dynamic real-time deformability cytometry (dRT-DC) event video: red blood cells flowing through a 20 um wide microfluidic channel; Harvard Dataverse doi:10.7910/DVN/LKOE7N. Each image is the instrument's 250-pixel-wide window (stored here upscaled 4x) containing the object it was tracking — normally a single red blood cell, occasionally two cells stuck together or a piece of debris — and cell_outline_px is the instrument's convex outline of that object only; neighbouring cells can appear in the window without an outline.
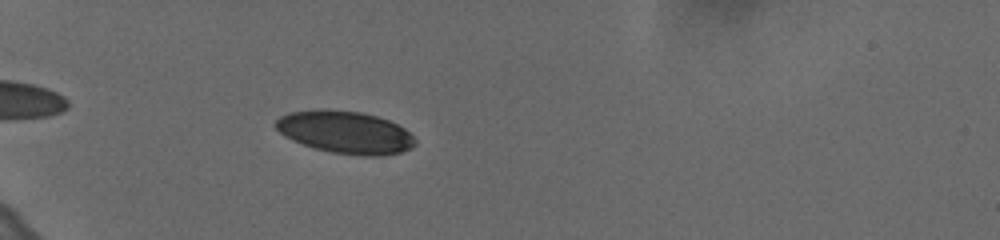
{"species": "human", "species_latin": "Homo sapiens", "temperature_condition": "cold", "stored_images_in_passage": 41, "camera_frame_rate_fps": 3000, "um_per_image_px": 0.085, "donor": {"sex": "female"}, "frame": {"image": 1, "passage_image": 6, "time_ms": 1.667, "image_size_px": [1000, 240], "cell_outline_px": [[416, 144], [400, 152], [380, 156], [368, 156], [332, 152], [316, 148], [292, 140], [284, 136], [276, 128], [276, 120], [280, 116], [288, 112], [316, 108], [328, 108], [360, 112], [376, 116], [388, 120], [404, 128], [416, 140]], "centroid_in_image_um": [29.31, 11.21], "position_along_channel_um": 55.7, "area_um2": 34.45}}
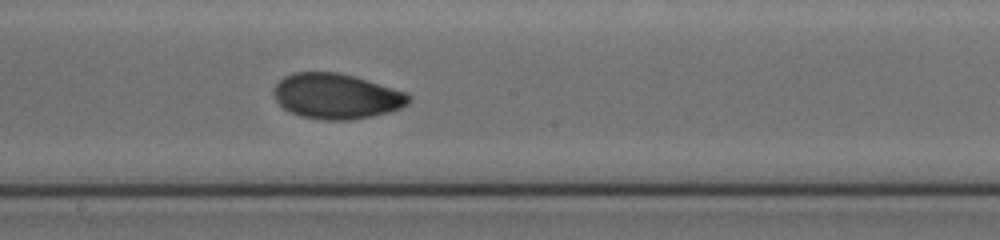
{"frame": {"image": 2, "passage_image": 22, "time_ms": 7.0, "image_size_px": [1000, 240], "cell_outline_px": [[412, 100], [408, 104], [400, 108], [388, 112], [372, 116], [348, 120], [324, 120], [300, 116], [284, 108], [272, 96], [272, 92], [276, 84], [284, 76], [292, 72], [336, 72], [356, 76], [408, 92], [412, 96]], "centroid_in_image_um": [28.62, 8.16], "position_along_channel_um": 219.6, "area_um2": 36.01}}
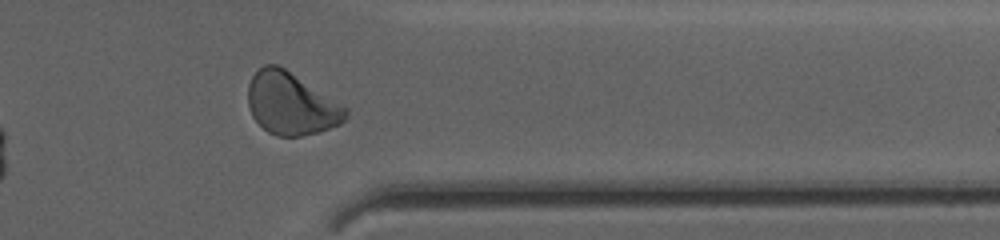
{"frame": {"image": 3, "passage_image": 36, "time_ms": 11.667, "image_size_px": [1000, 240], "cell_outline_px": [[348, 112], [344, 120], [340, 124], [316, 132], [300, 136], [276, 136], [268, 132], [252, 116], [248, 104], [248, 84], [252, 76], [264, 64], [276, 64], [284, 68], [348, 108]], "centroid_in_image_um": [24.72, 8.81], "position_along_channel_um": 386.7, "area_um2": 34.97}, "authors_computed_cell_mechanics": {"area_um2": 34.7956, "velocity_mm_per_s": 3.6229, "shape_relaxation_time_tau1_ms": 3.3447, "shape_relaxation_time_tau2_ms": 1.386, "deformation_change_tau1": 0.1091, "deformation_change_tau2": 0.0462}}